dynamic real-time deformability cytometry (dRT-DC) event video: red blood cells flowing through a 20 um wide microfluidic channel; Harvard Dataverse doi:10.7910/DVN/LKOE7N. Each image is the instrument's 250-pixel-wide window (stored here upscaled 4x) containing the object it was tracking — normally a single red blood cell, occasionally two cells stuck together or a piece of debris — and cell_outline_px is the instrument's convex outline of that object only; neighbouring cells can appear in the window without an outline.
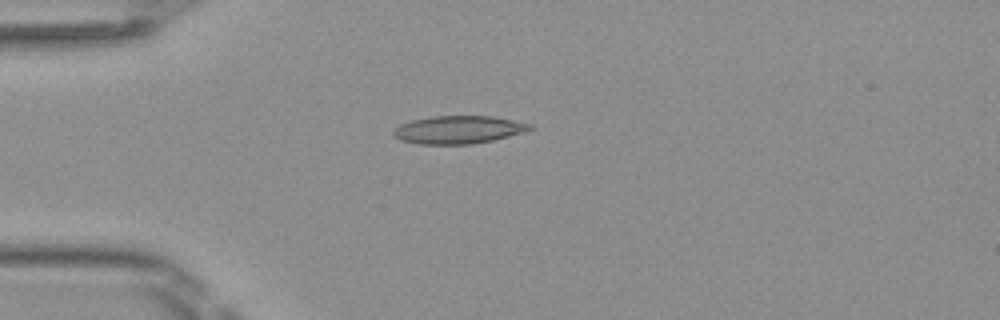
{"species": "Egyptian fruit bat (a non-hibernating species)", "species_latin": "Rousettus aegyptiacus", "temperature_condition": "room temperature", "stored_images_in_passage": 37, "camera_frame_rate_fps": 3000, "um_per_image_px": 0.085, "frame": {"image": 1, "passage_image": 1, "time_ms": 0.0, "image_size_px": [1000, 320], "cell_outline_px": [[532, 128], [524, 132], [492, 140], [472, 144], [420, 144], [400, 140], [392, 136], [392, 128], [400, 124], [412, 120], [432, 116], [492, 116], [532, 124]], "centroid_in_image_um": [38.9, 11.02], "position_along_channel_um": 46.1, "area_um2": 22.2}}
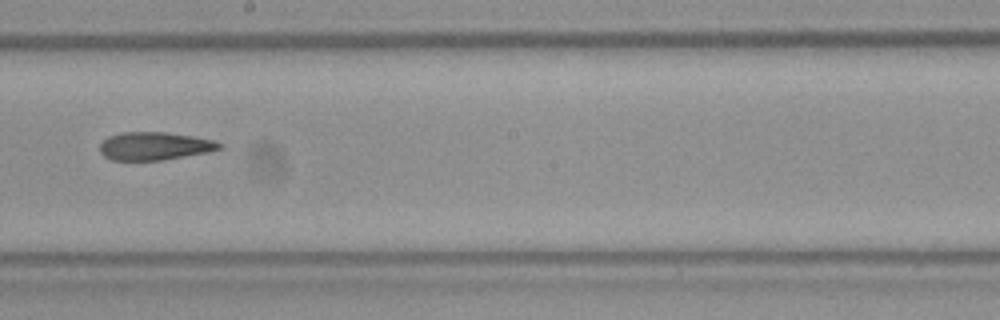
{"frame": {"image": 2, "passage_image": 16, "time_ms": 5.0, "image_size_px": [1000, 320], "cell_outline_px": [[224, 148], [208, 152], [160, 160], [112, 160], [104, 156], [100, 152], [100, 144], [108, 136], [120, 132], [164, 132], [192, 136], [212, 140], [224, 144]], "centroid_in_image_um": [13.14, 12.41], "position_along_channel_um": 235.1, "area_um2": 19.48}}
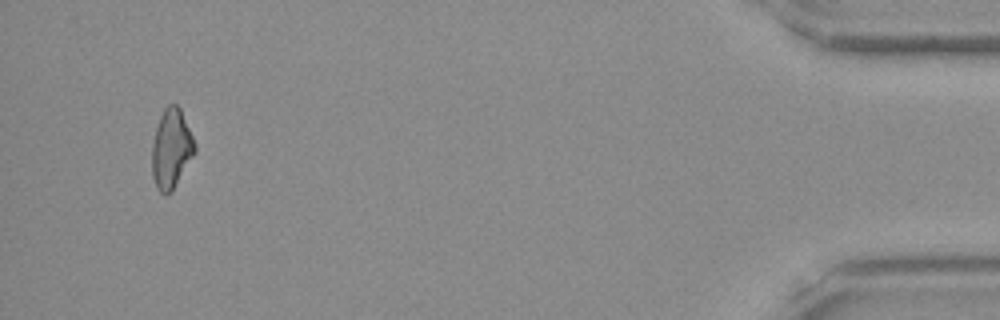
{"frame": {"image": 3, "passage_image": 35, "time_ms": 11.333, "image_size_px": [1000, 320], "cell_outline_px": [[196, 152], [172, 192], [164, 196], [156, 188], [152, 176], [152, 144], [156, 128], [160, 116], [164, 108], [168, 104], [176, 104], [180, 108], [196, 144]], "centroid_in_image_um": [14.56, 12.68], "position_along_channel_um": 420.6, "area_um2": 20.0}, "authors_computed_cell_mechanics": {"area_um2": 19.9988, "velocity_mm_per_s": 4.138, "shape_relaxation_time_tau1_ms": null, "shape_relaxation_time_tau2_ms": 7.0862, "deformation_change_tau1": null, "deformation_change_tau2": 0.1919}}